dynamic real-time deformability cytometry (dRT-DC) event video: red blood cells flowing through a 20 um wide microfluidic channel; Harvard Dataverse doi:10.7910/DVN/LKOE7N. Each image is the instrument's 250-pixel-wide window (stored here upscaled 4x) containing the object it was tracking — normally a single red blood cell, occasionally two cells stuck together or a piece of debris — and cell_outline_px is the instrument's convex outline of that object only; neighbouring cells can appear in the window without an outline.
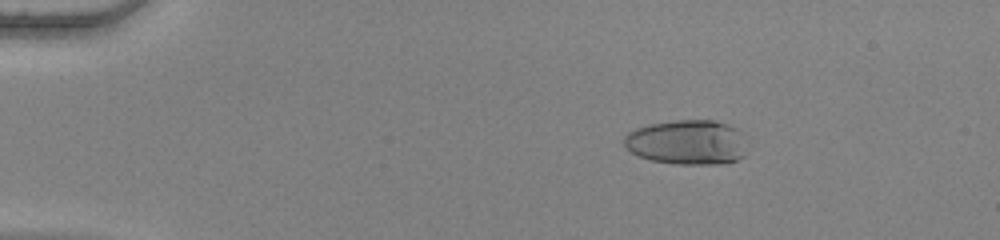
{"species": "human", "species_latin": "Homo sapiens", "temperature_condition": "warm", "stored_images_in_passage": 55, "camera_frame_rate_fps": 3000, "um_per_image_px": 0.085, "donor": {"sex": "female"}, "frame": {"image": 1, "passage_image": 10, "time_ms": 3.0, "image_size_px": [1000, 240], "cell_outline_px": [[744, 156], [736, 160], [720, 164], [676, 164], [652, 160], [636, 156], [624, 144], [624, 136], [628, 132], [636, 128], [648, 124], [676, 120], [712, 120], [728, 124], [736, 128], [740, 132]], "centroid_in_image_um": [58.35, 12.09], "position_along_channel_um": 26.7, "area_um2": 31.85}}
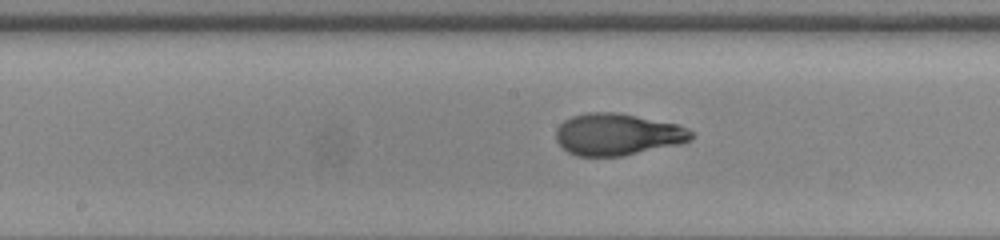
{"frame": {"image": 2, "passage_image": 30, "time_ms": 9.667, "image_size_px": [1000, 240], "cell_outline_px": [[696, 132], [692, 140], [684, 144], [624, 156], [576, 156], [568, 152], [556, 140], [556, 128], [564, 120], [572, 116], [588, 112], [616, 112], [680, 124]], "centroid_in_image_um": [52.57, 11.43], "position_along_channel_um": 195.6, "area_um2": 33.64}}
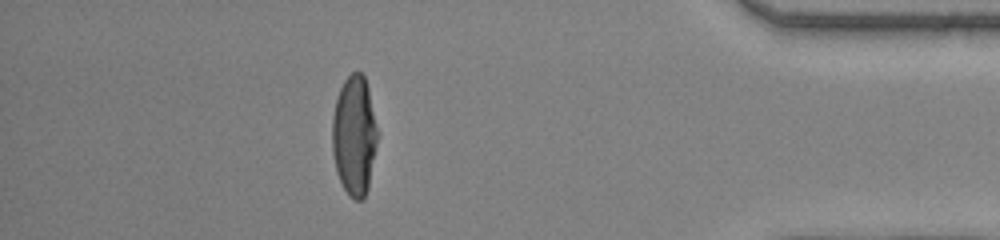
{"frame": {"image": 3, "passage_image": 49, "time_ms": 16.0, "image_size_px": [1000, 240], "cell_outline_px": [[376, 144], [368, 188], [364, 200], [356, 200], [348, 196], [336, 172], [332, 152], [332, 116], [336, 100], [340, 88], [344, 80], [352, 72], [360, 72], [364, 76], [368, 88], [376, 128]], "centroid_in_image_um": [30.08, 11.55], "position_along_channel_um": 405.1, "area_um2": 31.27}, "authors_computed_cell_mechanics": {"area_um2": 32.2524, "velocity_mm_per_s": 3.891, "shape_relaxation_time_tau1_ms": 5.9419, "shape_relaxation_time_tau2_ms": 0.7699, "deformation_change_tau1": 0.3045, "deformation_change_tau2": 0.059}}